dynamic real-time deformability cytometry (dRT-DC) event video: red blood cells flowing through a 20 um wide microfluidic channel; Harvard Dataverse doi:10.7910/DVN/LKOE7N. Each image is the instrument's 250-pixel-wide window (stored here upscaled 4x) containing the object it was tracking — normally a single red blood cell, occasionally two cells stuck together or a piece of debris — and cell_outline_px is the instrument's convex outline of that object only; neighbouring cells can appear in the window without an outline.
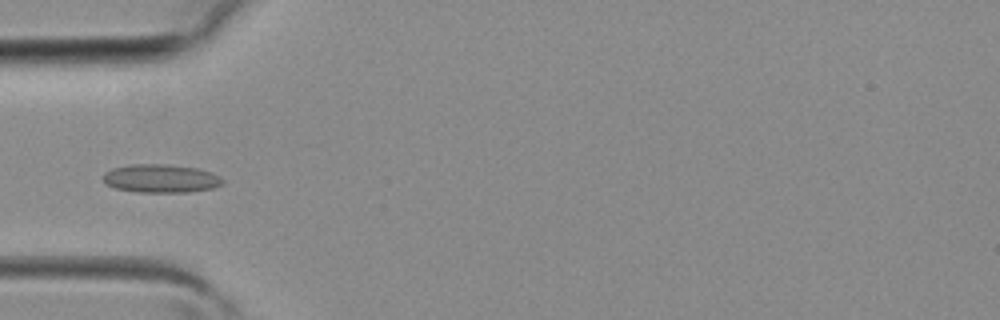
{"species": "common noctule bat (a hibernating species)", "species_latin": "Nyctalus noctula", "temperature_condition": "room temperature", "stored_images_in_passage": 2, "camera_frame_rate_fps": 3000, "um_per_image_px": 0.085, "animal": {"sex": "female", "body_mass_g": 19.3, "forearm_length_mm": 54.1}, "frame": {"image": 1, "passage_image": 2, "time_ms": 0.333, "image_size_px": [1000, 320], "cell_outline_px": [[224, 184], [212, 188], [188, 192], [136, 192], [116, 188], [108, 184], [104, 180], [104, 172], [112, 168], [132, 164], [164, 164], [200, 168], [212, 172], [220, 176], [224, 180]], "centroid_in_image_um": [13.72, 15.16], "position_along_channel_um": 71.3, "area_um2": 19.83}}